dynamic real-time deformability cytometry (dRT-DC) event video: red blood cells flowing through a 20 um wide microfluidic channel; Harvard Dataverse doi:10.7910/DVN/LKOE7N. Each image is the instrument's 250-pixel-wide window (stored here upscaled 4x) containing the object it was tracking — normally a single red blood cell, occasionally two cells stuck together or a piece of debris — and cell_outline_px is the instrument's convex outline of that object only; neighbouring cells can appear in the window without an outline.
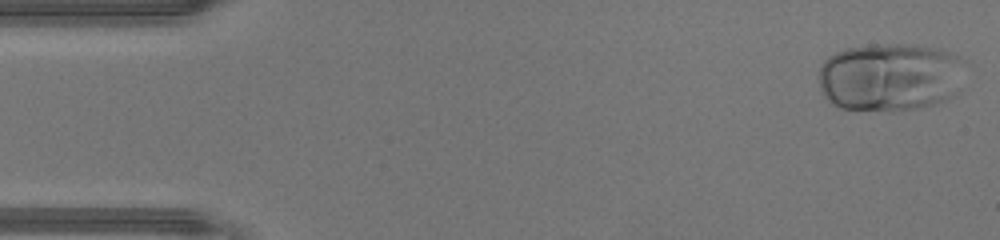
{"species": "human", "species_latin": "Homo sapiens", "temperature_condition": "warm", "stored_images_in_passage": 45, "camera_frame_rate_fps": 3000, "um_per_image_px": 0.085, "donor": {"sex": "male"}, "frame": {"image": 1, "passage_image": 1, "time_ms": 0.0, "image_size_px": [1000, 240], "cell_outline_px": [[956, 96], [932, 104], [916, 108], [892, 112], [840, 108], [832, 104], [824, 96], [820, 88], [820, 64], [828, 56], [836, 52], [848, 48], [872, 44], [908, 44], [936, 48], [948, 52], [956, 56]], "centroid_in_image_um": [75.5, 6.56], "position_along_channel_um": 9.5, "area_um2": 57.45}}
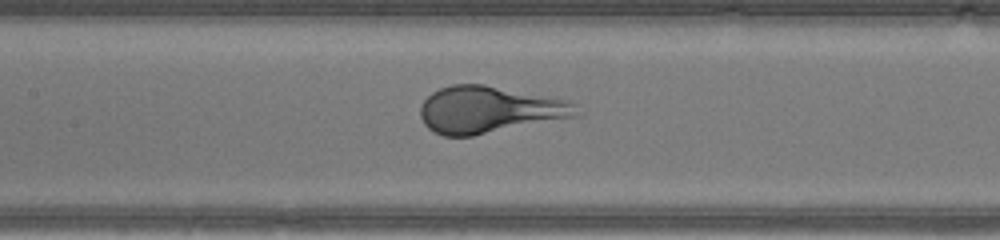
{"frame": {"image": 2, "passage_image": 20, "time_ms": 6.333, "image_size_px": [1000, 240], "cell_outline_px": [[576, 116], [472, 136], [444, 136], [428, 128], [424, 124], [420, 116], [420, 108], [424, 100], [432, 92], [440, 88], [452, 84], [484, 84], [572, 100], [576, 104]], "centroid_in_image_um": [41.56, 9.31], "position_along_channel_um": 165.8, "area_um2": 42.48}}
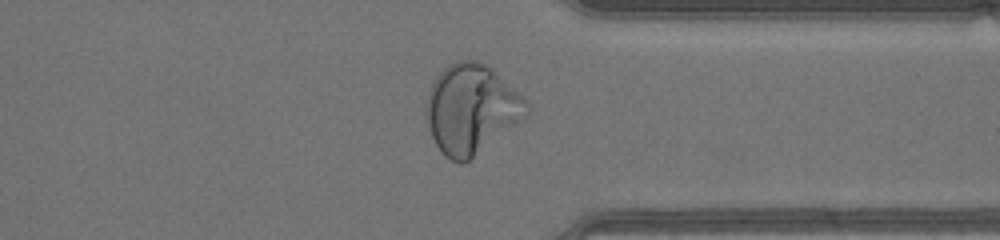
{"frame": {"image": 3, "passage_image": 34, "time_ms": 11.0, "image_size_px": [1000, 240], "cell_outline_px": [[528, 112], [524, 116], [472, 160], [464, 164], [460, 164], [444, 156], [440, 152], [432, 136], [428, 124], [428, 92], [436, 76], [448, 64], [456, 60], [476, 60], [492, 68], [524, 96], [528, 100]], "centroid_in_image_um": [40.07, 9.27], "position_along_channel_um": 371.3, "area_um2": 51.9}}